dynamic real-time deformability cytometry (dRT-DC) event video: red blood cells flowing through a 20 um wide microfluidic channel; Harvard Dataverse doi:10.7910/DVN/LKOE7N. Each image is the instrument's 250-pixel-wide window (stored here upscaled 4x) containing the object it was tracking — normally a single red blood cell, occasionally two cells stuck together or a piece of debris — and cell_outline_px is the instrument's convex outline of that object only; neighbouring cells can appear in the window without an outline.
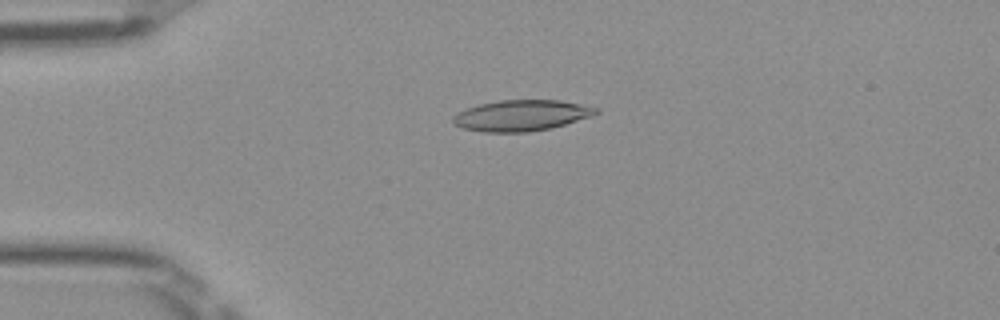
{"species": "Egyptian fruit bat (a non-hibernating species)", "species_latin": "Rousettus aegyptiacus", "temperature_condition": "room temperature", "stored_images_in_passage": 50, "camera_frame_rate_fps": 3000, "um_per_image_px": 0.085, "frame": {"image": 1, "passage_image": 12, "time_ms": 3.667, "image_size_px": [1000, 320], "cell_outline_px": [[600, 112], [592, 116], [552, 128], [528, 132], [484, 132], [464, 128], [452, 124], [452, 116], [456, 112], [480, 104], [500, 100], [560, 100], [600, 108]], "centroid_in_image_um": [44.32, 9.81], "position_along_channel_um": 40.7, "area_um2": 25.89}}
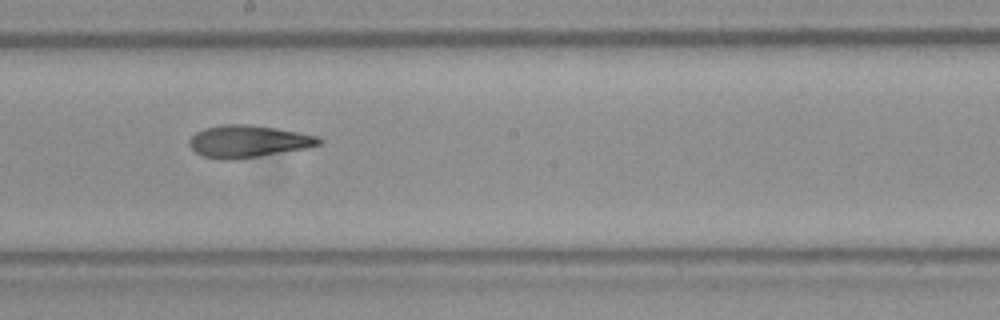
{"frame": {"image": 2, "passage_image": 28, "time_ms": 9.0, "image_size_px": [1000, 320], "cell_outline_px": [[324, 140], [320, 144], [308, 148], [232, 160], [220, 160], [204, 156], [196, 152], [188, 144], [188, 140], [196, 132], [204, 128], [220, 124], [252, 124], [300, 132], [320, 136]], "centroid_in_image_um": [21.11, 12.0], "position_along_channel_um": 227.1, "area_um2": 24.57}}
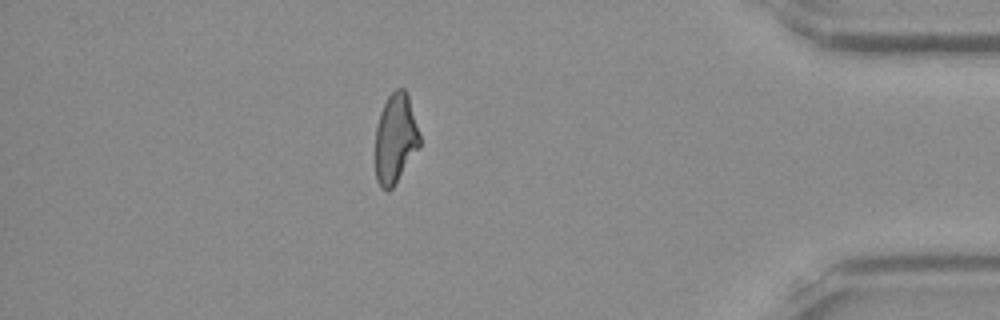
{"frame": {"image": 3, "passage_image": 44, "time_ms": 14.333, "image_size_px": [1000, 320], "cell_outline_px": [[420, 148], [392, 188], [388, 192], [384, 192], [380, 188], [376, 180], [376, 128], [380, 112], [388, 96], [396, 88], [404, 88], [408, 96], [420, 136]], "centroid_in_image_um": [33.61, 11.82], "position_along_channel_um": 401.6, "area_um2": 23.24}, "authors_computed_cell_mechanics": {"area_um2": 24.5939, "velocity_mm_per_s": 4.012, "shape_relaxation_time_tau1_ms": null, "shape_relaxation_time_tau2_ms": 3.2369, "deformation_change_tau1": null, "deformation_change_tau2": 0.1227}}